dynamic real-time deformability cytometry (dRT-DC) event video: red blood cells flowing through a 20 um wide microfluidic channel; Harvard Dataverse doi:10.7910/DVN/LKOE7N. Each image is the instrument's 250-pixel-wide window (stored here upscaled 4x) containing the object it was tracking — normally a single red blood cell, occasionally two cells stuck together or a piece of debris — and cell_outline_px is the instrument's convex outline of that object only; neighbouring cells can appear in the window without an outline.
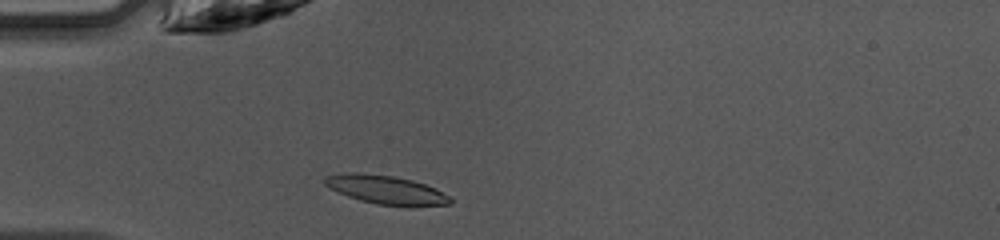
{"species": "common noctule bat (a hibernating species)", "species_latin": "Nyctalus noctula", "temperature_condition": "warm", "stored_images_in_passage": 35, "camera_frame_rate_fps": 3000, "um_per_image_px": 0.085, "animal": {"sex": "female", "body_mass_g": 10.0, "forearm_length_mm": 53.1}, "frame": {"image": 1, "passage_image": 2, "time_ms": 0.333, "image_size_px": [1000, 240], "cell_outline_px": [[452, 204], [376, 204], [360, 200], [348, 196], [324, 184], [324, 176], [352, 172], [356, 172], [392, 176], [412, 180], [436, 188], [448, 196], [452, 200]], "centroid_in_image_um": [32.76, 16.09], "position_along_channel_um": 52.2, "area_um2": 20.06}}
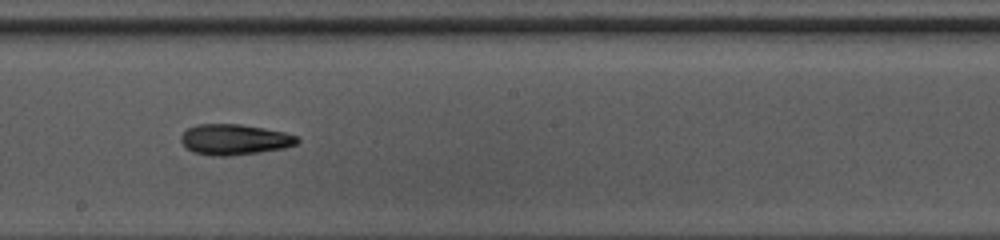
{"frame": {"image": 2, "passage_image": 15, "time_ms": 4.667, "image_size_px": [1000, 240], "cell_outline_px": [[300, 140], [296, 144], [284, 148], [260, 152], [228, 156], [212, 156], [192, 152], [180, 140], [180, 136], [188, 128], [196, 124], [240, 124], [264, 128], [284, 132], [296, 136]], "centroid_in_image_um": [19.92, 11.86], "position_along_channel_um": 228.3, "area_um2": 20.75}}
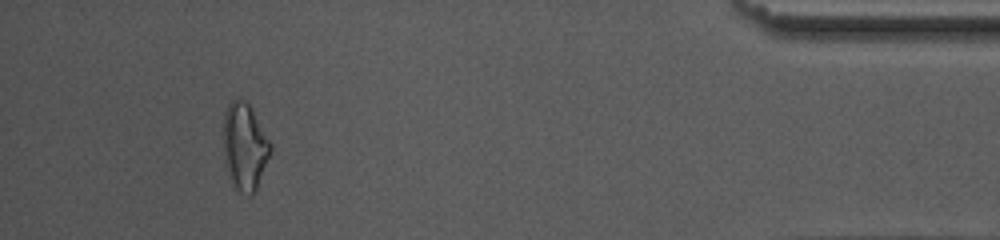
{"frame": {"image": 3, "passage_image": 32, "time_ms": 10.333, "image_size_px": [1000, 240], "cell_outline_px": [[272, 148], [256, 192], [252, 196], [248, 196], [232, 188], [224, 164], [224, 112], [228, 104], [232, 100], [244, 100], [252, 108], [272, 144]], "centroid_in_image_um": [20.79, 12.53], "position_along_channel_um": 414.4, "area_um2": 24.33}, "authors_computed_cell_mechanics": {"area_um2": 20.6924, "velocity_mm_per_s": 4.2611, "shape_relaxation_time_tau1_ms": 7.0191, "shape_relaxation_time_tau2_ms": 5.2061, "deformation_change_tau1": 0.1614, "deformation_change_tau2": 0.1663}}